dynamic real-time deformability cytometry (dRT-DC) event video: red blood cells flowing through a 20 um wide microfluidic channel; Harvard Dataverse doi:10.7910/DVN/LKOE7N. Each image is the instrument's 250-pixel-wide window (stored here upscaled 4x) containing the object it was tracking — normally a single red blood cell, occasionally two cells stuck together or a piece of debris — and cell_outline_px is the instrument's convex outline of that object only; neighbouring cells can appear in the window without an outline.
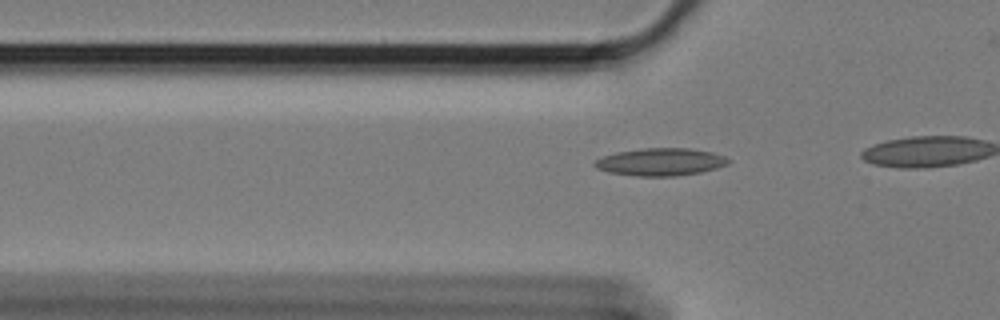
{"species": "Egyptian fruit bat (a non-hibernating species)", "species_latin": "Rousettus aegyptiacus", "temperature_condition": "cold", "stored_images_in_passage": 21, "camera_frame_rate_fps": 3000, "um_per_image_px": 0.085, "animal": {"sex": "female"}, "frame": {"image": 1, "passage_image": 15, "time_ms": 4.667, "image_size_px": [1000, 320], "cell_outline_px": [[732, 160], [728, 164], [716, 168], [700, 172], [676, 176], [636, 176], [608, 172], [596, 168], [592, 164], [596, 160], [604, 156], [616, 152], [644, 148], [688, 148], [712, 152], [724, 156]], "centroid_in_image_um": [56.15, 13.76], "position_along_channel_um": 69.6, "area_um2": 21.44}}
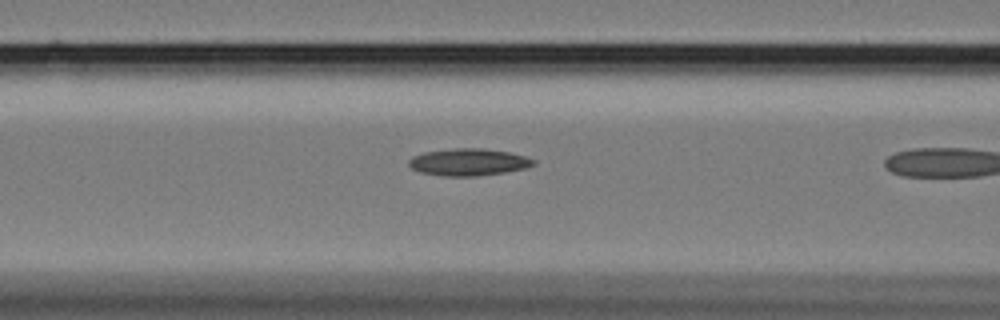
{"frame": {"image": 2, "passage_image": 20, "time_ms": 6.333, "image_size_px": [1000, 320], "cell_outline_px": [[536, 164], [524, 168], [504, 172], [476, 176], [444, 176], [420, 172], [412, 168], [408, 164], [408, 160], [412, 156], [424, 152], [456, 148], [480, 148], [508, 152], [524, 156], [536, 160]], "centroid_in_image_um": [39.8, 13.78], "position_along_channel_um": 126.8, "area_um2": 19.54}}